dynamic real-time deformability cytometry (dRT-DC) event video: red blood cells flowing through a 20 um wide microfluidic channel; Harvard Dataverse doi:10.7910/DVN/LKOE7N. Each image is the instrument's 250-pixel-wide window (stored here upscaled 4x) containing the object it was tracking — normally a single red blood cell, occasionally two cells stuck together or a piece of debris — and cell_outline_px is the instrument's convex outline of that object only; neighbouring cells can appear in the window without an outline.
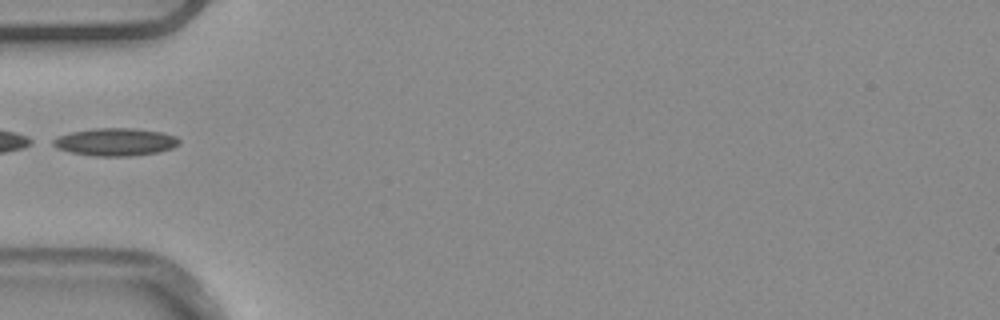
{"species": "common noctule bat (a hibernating species)", "species_latin": "Nyctalus noctula", "temperature_condition": "warm", "stored_images_in_passage": 5, "camera_frame_rate_fps": 3000, "um_per_image_px": 0.085, "animal": {"sex": "male", "body_mass_g": 20.4}, "frame": {"image": 1, "passage_image": 5, "time_ms": 1.333, "image_size_px": [1000, 320], "cell_outline_px": [[180, 144], [172, 148], [156, 152], [132, 156], [92, 156], [72, 152], [56, 148], [48, 144], [52, 140], [60, 136], [72, 132], [96, 128], [136, 128], [160, 132], [176, 136], [180, 140]], "centroid_in_image_um": [9.8, 12.07], "position_along_channel_um": 75.2, "area_um2": 20.35}}